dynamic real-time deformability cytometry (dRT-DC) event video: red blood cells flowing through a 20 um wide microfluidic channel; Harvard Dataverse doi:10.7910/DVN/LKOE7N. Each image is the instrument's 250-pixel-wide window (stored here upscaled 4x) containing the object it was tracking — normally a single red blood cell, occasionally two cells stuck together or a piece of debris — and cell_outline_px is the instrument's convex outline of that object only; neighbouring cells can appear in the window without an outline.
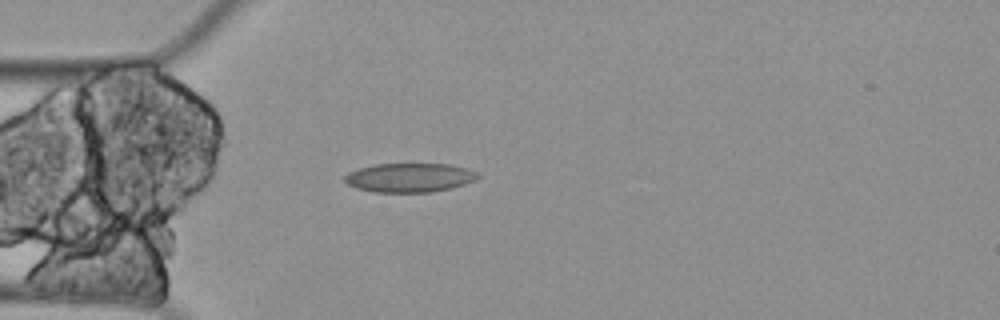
{"species": "Egyptian fruit bat (a non-hibernating species)", "species_latin": "Rousettus aegyptiacus", "temperature_condition": "cold", "stored_images_in_passage": 4, "camera_frame_rate_fps": 3000, "um_per_image_px": 0.085, "animal": {"sex": "female"}, "frame": {"image": 1, "passage_image": 4, "time_ms": 1.0, "image_size_px": [1000, 320], "cell_outline_px": [[480, 176], [476, 180], [452, 188], [432, 192], [376, 192], [356, 188], [348, 184], [344, 180], [344, 176], [348, 172], [372, 164], [448, 164], [468, 168], [480, 172]], "centroid_in_image_um": [34.85, 15.09], "position_along_channel_um": 50.2, "area_um2": 22.72}}